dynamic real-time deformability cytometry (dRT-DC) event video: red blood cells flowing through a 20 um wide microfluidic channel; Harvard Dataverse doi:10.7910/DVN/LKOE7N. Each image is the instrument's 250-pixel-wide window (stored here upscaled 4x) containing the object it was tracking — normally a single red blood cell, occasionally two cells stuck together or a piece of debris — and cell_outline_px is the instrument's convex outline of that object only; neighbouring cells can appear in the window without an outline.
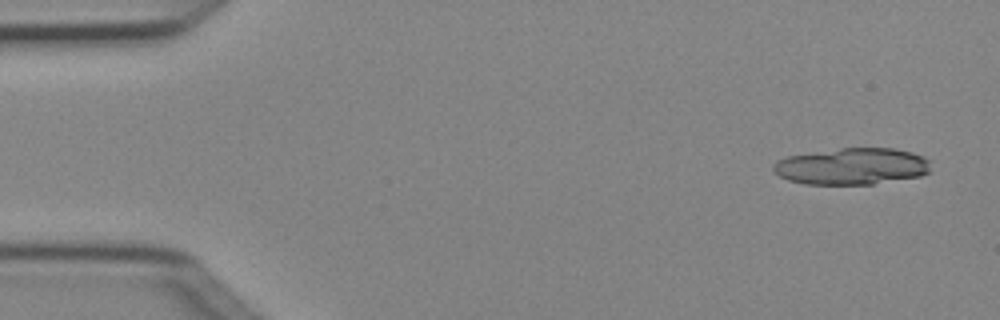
{"species": "Egyptian fruit bat (a non-hibernating species)", "species_latin": "Rousettus aegyptiacus", "temperature_condition": "cold", "stored_images_in_passage": 4, "camera_frame_rate_fps": 3000, "um_per_image_px": 0.085, "animal": {"sex": "female"}, "frame": {"image": 1, "passage_image": 1, "time_ms": 0.0, "image_size_px": [1000, 320], "cell_outline_px": [[932, 172], [920, 176], [872, 184], [804, 184], [788, 180], [780, 176], [772, 168], [772, 164], [776, 160], [788, 156], [840, 148], [892, 148], [912, 152], [924, 156], [928, 160]], "centroid_in_image_um": [72.43, 14.13], "position_along_channel_um": 12.6, "area_um2": 33.7}}